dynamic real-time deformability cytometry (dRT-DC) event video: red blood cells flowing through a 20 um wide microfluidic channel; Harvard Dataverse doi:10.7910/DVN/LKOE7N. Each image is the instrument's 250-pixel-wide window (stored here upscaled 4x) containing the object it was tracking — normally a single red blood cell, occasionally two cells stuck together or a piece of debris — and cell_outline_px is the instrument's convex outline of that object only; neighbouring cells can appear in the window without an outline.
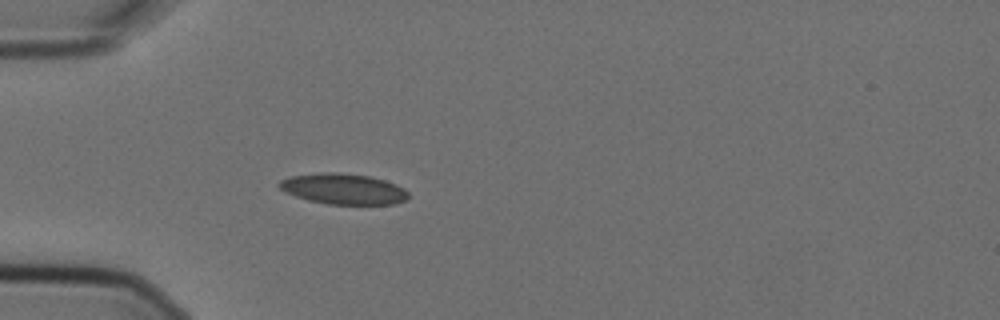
{"species": "Egyptian fruit bat (a non-hibernating species)", "species_latin": "Rousettus aegyptiacus", "temperature_condition": "cold", "stored_images_in_passage": 4, "camera_frame_rate_fps": 3000, "um_per_image_px": 0.085, "animal": {"sex": "female"}, "frame": {"image": 1, "passage_image": 4, "time_ms": 1.0, "image_size_px": [1000, 320], "cell_outline_px": [[408, 200], [396, 204], [328, 204], [308, 200], [296, 196], [280, 188], [276, 184], [280, 180], [288, 176], [320, 172], [340, 172], [372, 176], [396, 184], [404, 188], [408, 192]], "centroid_in_image_um": [29.2, 16.04], "position_along_channel_um": 55.8, "area_um2": 23.35}}